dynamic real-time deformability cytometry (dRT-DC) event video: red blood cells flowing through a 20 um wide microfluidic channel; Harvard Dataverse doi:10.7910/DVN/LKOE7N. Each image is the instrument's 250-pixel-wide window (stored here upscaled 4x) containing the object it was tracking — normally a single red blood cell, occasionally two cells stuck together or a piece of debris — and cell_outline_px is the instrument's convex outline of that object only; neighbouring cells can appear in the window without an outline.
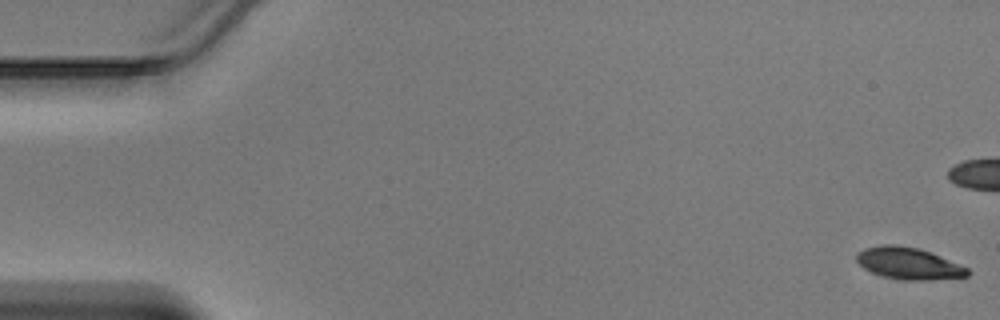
{"species": "Egyptian fruit bat (a non-hibernating species)", "species_latin": "Rousettus aegyptiacus", "temperature_condition": "warm", "stored_images_in_passage": 48, "camera_frame_rate_fps": 3000, "um_per_image_px": 0.085, "animal": {"sex": "male"}, "frame": {"image": 1, "passage_image": 1, "time_ms": 0.0, "image_size_px": [1000, 320], "cell_outline_px": [[968, 276], [928, 280], [904, 280], [884, 276], [872, 272], [864, 268], [856, 260], [856, 252], [864, 248], [880, 244], [896, 244], [920, 248], [968, 268]], "centroid_in_image_um": [77.18, 22.37], "position_along_channel_um": 7.8, "area_um2": 20.46}}
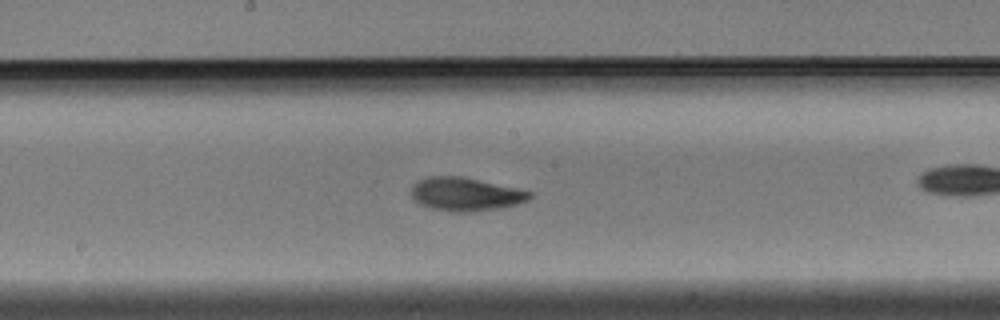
{"frame": {"image": 2, "passage_image": 25, "time_ms": 8.0, "image_size_px": [1000, 320], "cell_outline_px": [[532, 196], [528, 200], [516, 204], [496, 208], [472, 212], [452, 212], [432, 208], [420, 204], [412, 196], [412, 184], [416, 180], [428, 176], [464, 176], [516, 188], [532, 192]], "centroid_in_image_um": [39.54, 16.49], "position_along_channel_um": 208.7, "area_um2": 23.0}}
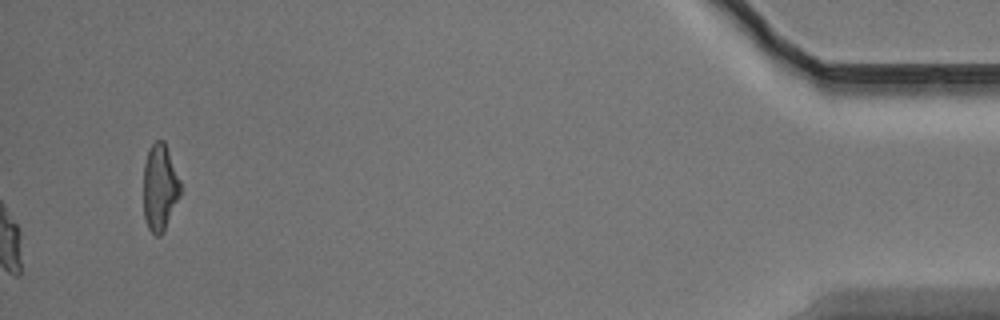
{"frame": {"image": 3, "passage_image": 48, "time_ms": 15.667, "image_size_px": [1000, 320], "cell_outline_px": [[184, 188], [164, 232], [160, 236], [156, 236], [148, 228], [144, 216], [144, 164], [148, 148], [156, 140], [164, 140]], "centroid_in_image_um": [13.62, 15.94], "position_along_channel_um": 421.6, "area_um2": 19.13}}